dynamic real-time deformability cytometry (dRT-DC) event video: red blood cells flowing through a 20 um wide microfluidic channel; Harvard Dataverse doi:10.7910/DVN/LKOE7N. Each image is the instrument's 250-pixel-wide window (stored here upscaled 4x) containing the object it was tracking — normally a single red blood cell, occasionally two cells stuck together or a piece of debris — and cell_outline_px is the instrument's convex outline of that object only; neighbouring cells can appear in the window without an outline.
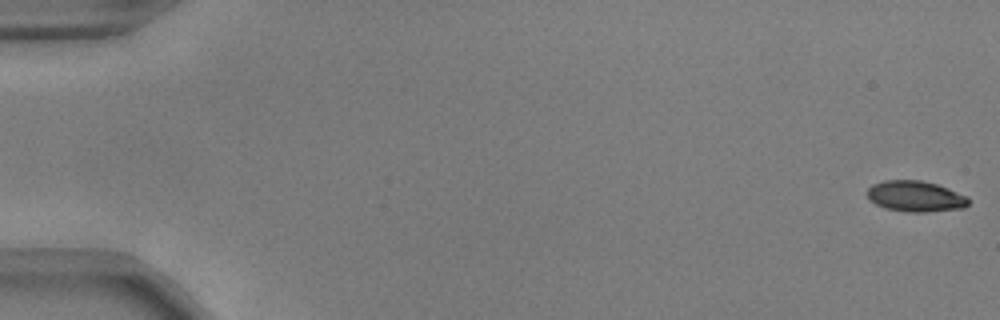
{"species": "common noctule bat (a hibernating species)", "species_latin": "Nyctalus noctula", "temperature_condition": "warm", "stored_images_in_passage": 17, "camera_frame_rate_fps": 3000, "um_per_image_px": 0.085, "animal": {"sex": "male", "body_mass_g": 17.9, "forearm_length_mm": 54.2}, "frame": {"image": 1, "passage_image": 1, "time_ms": 0.0, "image_size_px": [1000, 320], "cell_outline_px": [[968, 204], [964, 208], [924, 212], [908, 212], [888, 208], [876, 204], [868, 200], [868, 188], [872, 184], [884, 180], [920, 180], [936, 184], [948, 188], [968, 196]], "centroid_in_image_um": [77.81, 16.68], "position_along_channel_um": 7.2, "area_um2": 18.15}}
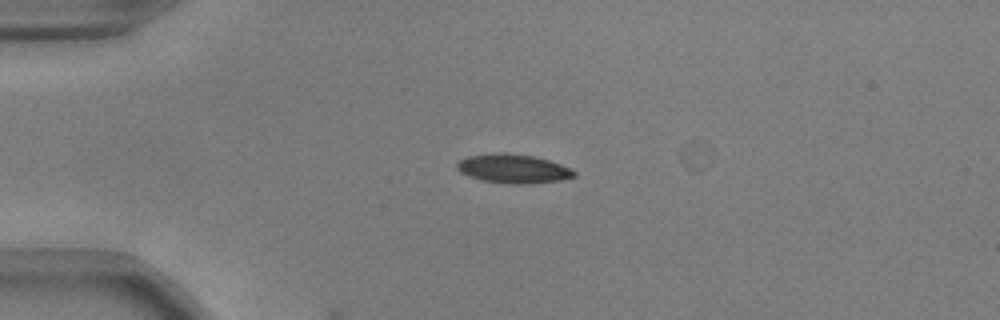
{"frame": {"image": 2, "passage_image": 14, "time_ms": 4.333, "image_size_px": [1000, 320], "cell_outline_px": [[576, 176], [560, 180], [532, 184], [512, 184], [480, 180], [468, 176], [460, 172], [456, 168], [456, 164], [460, 160], [468, 156], [532, 156], [548, 160], [572, 168], [576, 172]], "centroid_in_image_um": [43.68, 14.41], "position_along_channel_um": 41.3, "area_um2": 18.9}}